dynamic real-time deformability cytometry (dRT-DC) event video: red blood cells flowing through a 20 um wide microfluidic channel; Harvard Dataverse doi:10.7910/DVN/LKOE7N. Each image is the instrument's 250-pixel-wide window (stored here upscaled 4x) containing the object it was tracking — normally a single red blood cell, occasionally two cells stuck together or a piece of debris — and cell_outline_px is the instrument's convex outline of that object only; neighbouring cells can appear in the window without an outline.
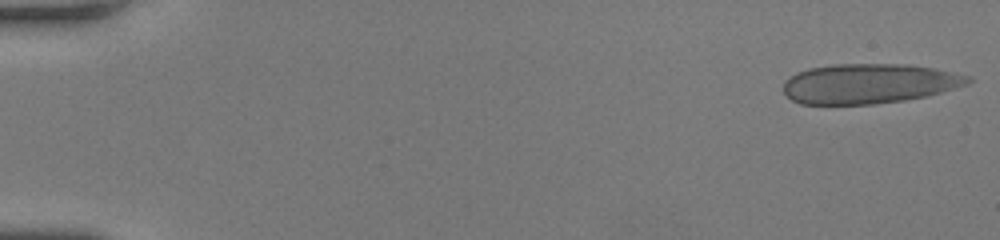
{"species": "human", "species_latin": "Homo sapiens", "temperature_condition": "room temperature", "stored_images_in_passage": 55, "camera_frame_rate_fps": 3000, "um_per_image_px": 0.085, "donor": {"sex": "female"}, "frame": {"image": 1, "passage_image": 1, "time_ms": 0.0, "image_size_px": [1000, 240], "cell_outline_px": [[972, 80], [968, 84], [940, 92], [924, 96], [904, 100], [872, 104], [800, 104], [792, 100], [784, 92], [784, 80], [796, 72], [808, 68], [832, 64], [904, 64], [932, 68], [972, 76]], "centroid_in_image_um": [73.83, 7.1], "position_along_channel_um": 11.2, "area_um2": 42.77}}
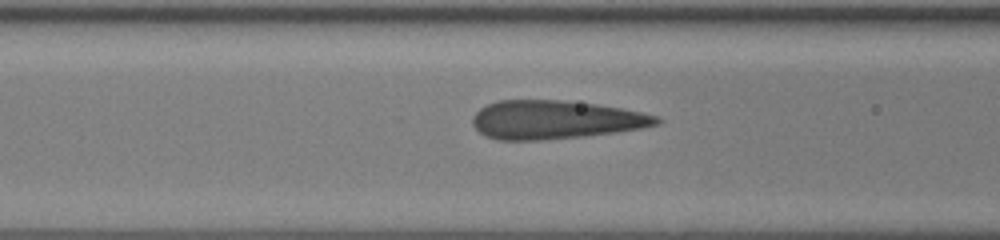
{"frame": {"image": 2, "passage_image": 23, "time_ms": 7.333, "image_size_px": [1000, 240], "cell_outline_px": [[664, 120], [660, 124], [640, 128], [616, 132], [584, 136], [544, 140], [496, 140], [484, 136], [472, 124], [472, 116], [480, 108], [496, 100], [564, 100], [596, 104], [644, 112], [660, 116]], "centroid_in_image_um": [47.21, 10.18], "position_along_channel_um": 119.4, "area_um2": 41.67}}
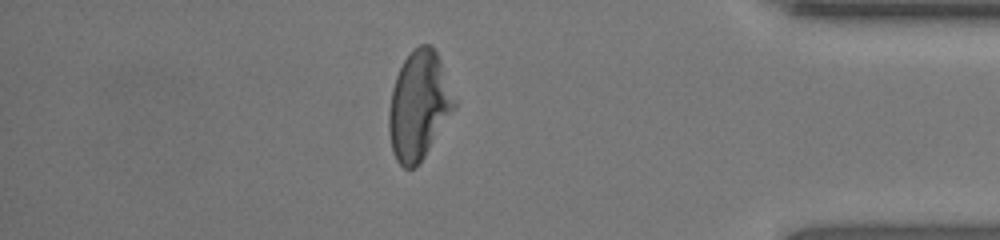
{"frame": {"image": 3, "passage_image": 48, "time_ms": 15.667, "image_size_px": [1000, 240], "cell_outline_px": [[456, 108], [420, 164], [416, 168], [404, 168], [396, 160], [392, 152], [388, 128], [388, 112], [392, 88], [396, 76], [404, 60], [420, 44], [432, 44], [440, 60], [456, 100]], "centroid_in_image_um": [35.6, 9.01], "position_along_channel_um": 399.6, "area_um2": 41.5}, "authors_computed_cell_mechanics": {"area_um2": 41.7316, "velocity_mm_per_s": 3.7154, "shape_relaxation_time_tau1_ms": 8.7739, "shape_relaxation_time_tau2_ms": null, "deformation_change_tau1": 0.2537, "deformation_change_tau2": null}}